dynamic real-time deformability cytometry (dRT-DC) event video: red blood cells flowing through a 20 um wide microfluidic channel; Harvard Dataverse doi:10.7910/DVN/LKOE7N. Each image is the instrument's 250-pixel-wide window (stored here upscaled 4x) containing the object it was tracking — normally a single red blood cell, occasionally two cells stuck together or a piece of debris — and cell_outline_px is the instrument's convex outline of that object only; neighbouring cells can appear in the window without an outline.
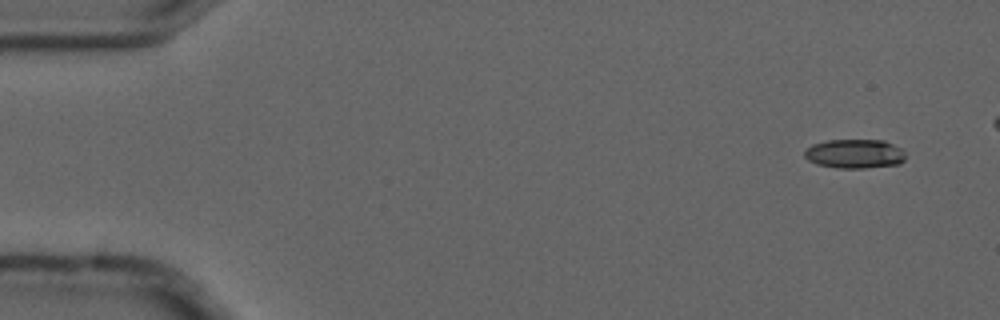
{"species": "common noctule bat (a hibernating species)", "species_latin": "Nyctalus noctula", "temperature_condition": "cold", "stored_images_in_passage": 5, "camera_frame_rate_fps": 3000, "um_per_image_px": 0.085, "animal": {"sex": "male", "forearm_length_mm": 52.5}, "frame": {"image": 1, "passage_image": 1, "time_ms": 0.0, "image_size_px": [1000, 320], "cell_outline_px": [[904, 160], [900, 164], [864, 168], [836, 168], [816, 164], [808, 160], [804, 156], [804, 152], [812, 144], [828, 140], [884, 140], [900, 148], [904, 152]], "centroid_in_image_um": [72.63, 13.07], "position_along_channel_um": 12.4, "area_um2": 17.17}}
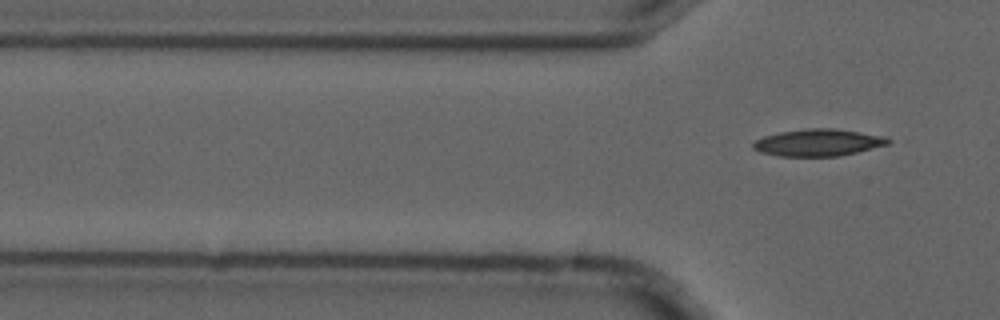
{"frame": {"image": 2, "passage_image": 5, "time_ms": 1.333, "image_size_px": [1000, 320], "cell_outline_px": [[892, 140], [888, 144], [856, 152], [836, 156], [780, 156], [760, 152], [752, 148], [752, 144], [756, 140], [764, 136], [780, 132], [808, 128], [836, 128], [880, 136]], "centroid_in_image_um": [69.49, 12.11], "position_along_channel_um": 56.3, "area_um2": 20.92}}